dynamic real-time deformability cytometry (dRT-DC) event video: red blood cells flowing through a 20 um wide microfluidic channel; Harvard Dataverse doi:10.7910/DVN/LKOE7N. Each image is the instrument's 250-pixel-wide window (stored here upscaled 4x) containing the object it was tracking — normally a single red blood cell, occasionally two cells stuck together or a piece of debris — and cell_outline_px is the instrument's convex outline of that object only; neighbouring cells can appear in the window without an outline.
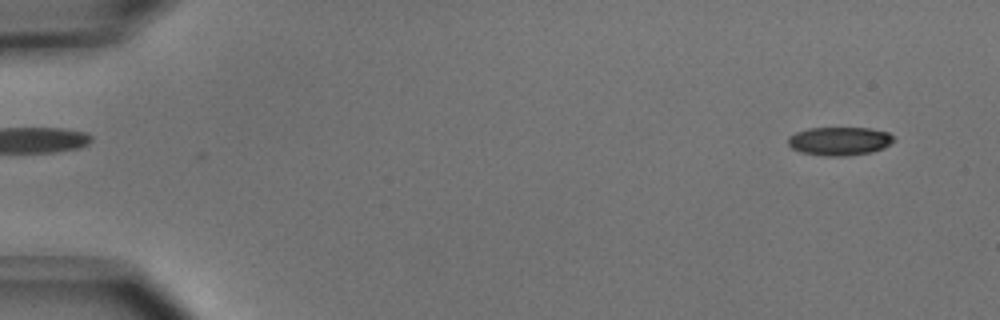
{"species": "common noctule bat (a hibernating species)", "species_latin": "Nyctalus noctula", "temperature_condition": "cold", "stored_images_in_passage": 50, "camera_frame_rate_fps": 3000, "um_per_image_px": 0.085, "animal": {"sex": "male", "body_mass_g": 15.6}, "frame": {"image": 1, "passage_image": 2, "time_ms": 0.333, "image_size_px": [1000, 320], "cell_outline_px": [[896, 140], [884, 148], [872, 152], [848, 156], [828, 156], [800, 152], [792, 148], [788, 144], [788, 136], [796, 132], [808, 128], [868, 128], [888, 132]], "centroid_in_image_um": [71.36, 12.0], "position_along_channel_um": 13.6, "area_um2": 17.63}}
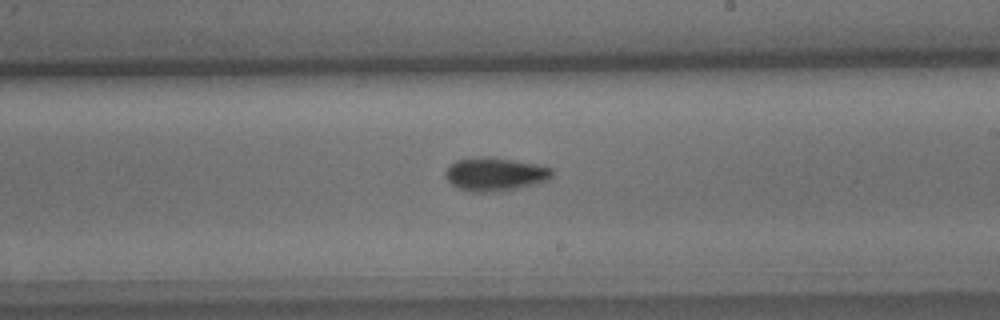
{"frame": {"image": 2, "passage_image": 29, "time_ms": 9.333, "image_size_px": [1000, 320], "cell_outline_px": [[552, 176], [544, 180], [532, 184], [516, 188], [496, 192], [472, 192], [456, 188], [444, 176], [444, 172], [456, 160], [480, 156], [488, 156], [536, 164], [552, 168]], "centroid_in_image_um": [42.01, 14.8], "position_along_channel_um": 247.0, "area_um2": 20.58}}
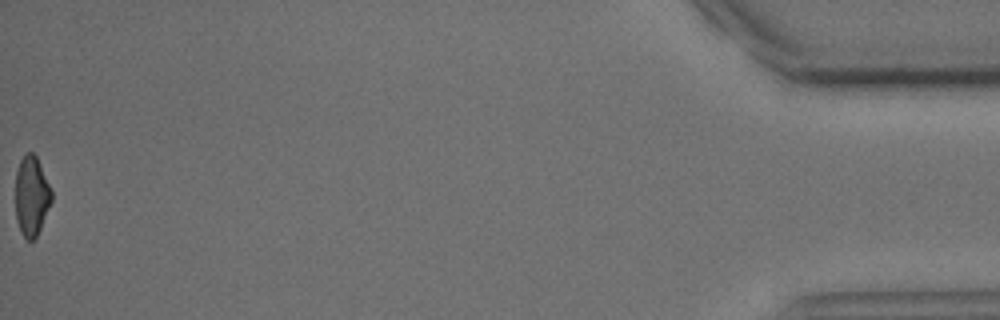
{"frame": {"image": 3, "passage_image": 50, "time_ms": 16.333, "image_size_px": [1000, 320], "cell_outline_px": [[52, 200], [40, 228], [36, 236], [32, 240], [28, 240], [20, 232], [16, 220], [16, 172], [20, 160], [28, 152], [32, 152], [36, 156], [52, 188]], "centroid_in_image_um": [2.69, 16.65], "position_along_channel_um": 432.5, "area_um2": 16.7}, "authors_computed_cell_mechanics": {"area_um2": 18.6694, "velocity_mm_per_s": 3.96, "shape_relaxation_time_tau1_ms": 2.7634, "shape_relaxation_time_tau2_ms": null, "deformation_change_tau1": 0.0915, "deformation_change_tau2": null}}